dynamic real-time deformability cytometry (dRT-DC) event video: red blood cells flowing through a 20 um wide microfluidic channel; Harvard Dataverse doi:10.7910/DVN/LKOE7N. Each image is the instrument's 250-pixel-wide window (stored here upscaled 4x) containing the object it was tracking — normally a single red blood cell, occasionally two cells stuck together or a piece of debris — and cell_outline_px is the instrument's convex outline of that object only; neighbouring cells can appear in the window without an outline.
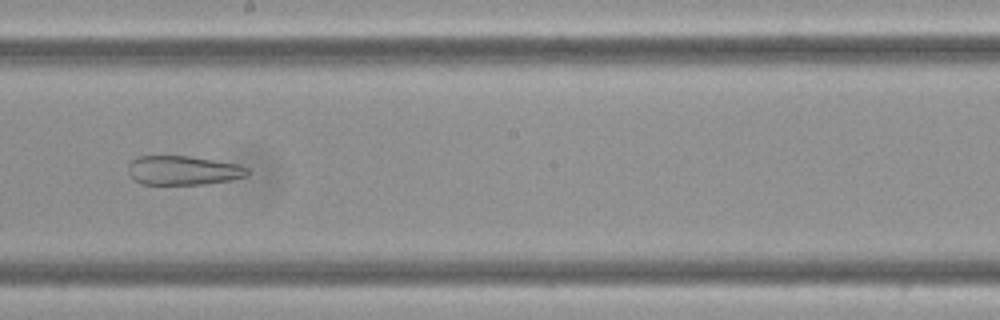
{"species": "Egyptian fruit bat (a non-hibernating species)", "species_latin": "Rousettus aegyptiacus", "temperature_condition": "cold", "stored_images_in_passage": 13, "camera_frame_rate_fps": 3000, "um_per_image_px": 0.085, "frame": {"image": 1, "passage_image": 8, "time_ms": 2.333, "image_size_px": [1000, 320], "cell_outline_px": [[248, 176], [208, 184], [140, 184], [132, 180], [128, 172], [128, 164], [136, 156], [188, 156], [240, 164], [248, 168]], "centroid_in_image_um": [15.54, 14.48], "position_along_channel_um": 232.7, "area_um2": 20.46}}